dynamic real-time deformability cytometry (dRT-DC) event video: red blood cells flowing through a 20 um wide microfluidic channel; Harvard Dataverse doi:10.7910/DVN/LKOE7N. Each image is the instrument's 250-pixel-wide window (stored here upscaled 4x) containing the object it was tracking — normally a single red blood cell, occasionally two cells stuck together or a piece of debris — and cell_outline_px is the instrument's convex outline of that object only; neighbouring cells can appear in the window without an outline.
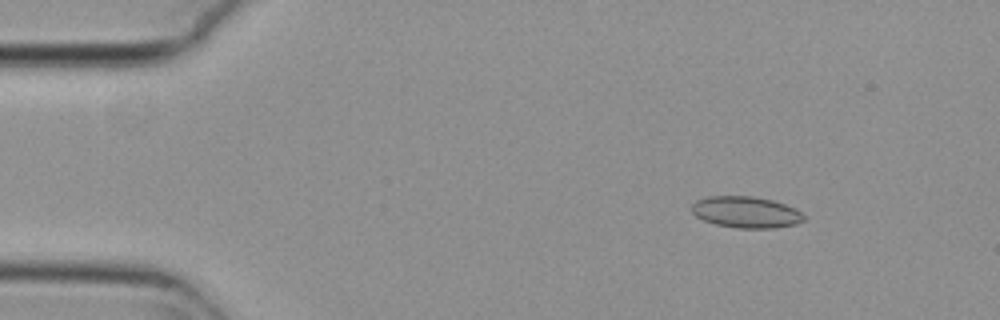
{"species": "common noctule bat (a hibernating species)", "species_latin": "Nyctalus noctula", "temperature_condition": "cold", "stored_images_in_passage": 53, "camera_frame_rate_fps": 3000, "um_per_image_px": 0.085, "animal": {"sex": "female", "body_mass_g": 29.2, "forearm_length_mm": 56.3}, "frame": {"image": 1, "passage_image": 6, "time_ms": 1.667, "image_size_px": [1000, 320], "cell_outline_px": [[808, 216], [804, 220], [796, 224], [776, 228], [736, 228], [716, 224], [704, 220], [696, 216], [692, 212], [692, 204], [696, 200], [708, 196], [752, 196], [772, 200], [796, 208]], "centroid_in_image_um": [63.45, 18.03], "position_along_channel_um": 21.6, "area_um2": 20.69}}
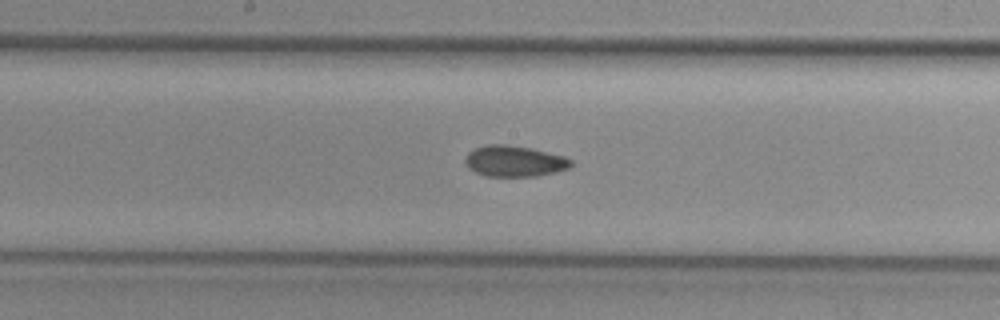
{"frame": {"image": 2, "passage_image": 27, "time_ms": 8.667, "image_size_px": [1000, 320], "cell_outline_px": [[572, 164], [568, 168], [556, 172], [536, 176], [484, 176], [468, 168], [464, 164], [464, 156], [468, 152], [476, 148], [488, 144], [504, 144], [532, 148], [564, 156], [572, 160]], "centroid_in_image_um": [43.69, 13.69], "position_along_channel_um": 204.5, "area_um2": 19.25}}
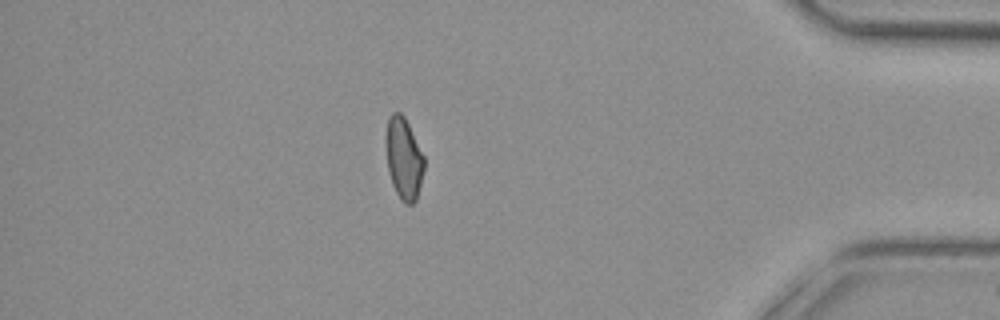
{"frame": {"image": 3, "passage_image": 46, "time_ms": 15.0, "image_size_px": [1000, 320], "cell_outline_px": [[424, 168], [416, 200], [412, 204], [404, 204], [400, 200], [392, 184], [388, 172], [384, 140], [384, 136], [388, 116], [392, 112], [400, 112], [404, 116], [424, 156]], "centroid_in_image_um": [34.28, 13.45], "position_along_channel_um": 400.9, "area_um2": 18.5}, "authors_computed_cell_mechanics": {"area_um2": 19.2474, "velocity_mm_per_s": 3.783, "shape_relaxation_time_tau1_ms": null, "shape_relaxation_time_tau2_ms": 3.9014, "deformation_change_tau1": null, "deformation_change_tau2": 0.0918}}